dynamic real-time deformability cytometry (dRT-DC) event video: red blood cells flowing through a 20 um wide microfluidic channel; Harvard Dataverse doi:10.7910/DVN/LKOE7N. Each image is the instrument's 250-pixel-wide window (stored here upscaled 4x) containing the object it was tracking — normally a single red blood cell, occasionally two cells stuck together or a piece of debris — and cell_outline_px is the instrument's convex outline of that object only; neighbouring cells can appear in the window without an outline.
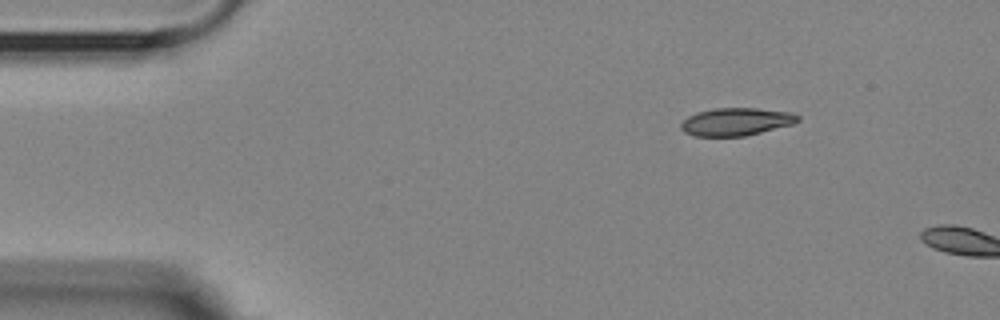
{"species": "Egyptian fruit bat (a non-hibernating species)", "species_latin": "Rousettus aegyptiacus", "temperature_condition": "room temperature", "stored_images_in_passage": 2, "camera_frame_rate_fps": 3000, "um_per_image_px": 0.085, "animal": {"sex": "female"}, "frame": {"image": 1, "passage_image": 1, "time_ms": 0.0, "image_size_px": [1000, 320], "cell_outline_px": [[800, 120], [792, 124], [744, 136], [696, 136], [684, 132], [680, 128], [680, 124], [688, 116], [696, 112], [712, 108], [756, 108], [792, 112], [800, 116]], "centroid_in_image_um": [62.55, 10.33], "position_along_channel_um": 22.4, "area_um2": 18.9}}